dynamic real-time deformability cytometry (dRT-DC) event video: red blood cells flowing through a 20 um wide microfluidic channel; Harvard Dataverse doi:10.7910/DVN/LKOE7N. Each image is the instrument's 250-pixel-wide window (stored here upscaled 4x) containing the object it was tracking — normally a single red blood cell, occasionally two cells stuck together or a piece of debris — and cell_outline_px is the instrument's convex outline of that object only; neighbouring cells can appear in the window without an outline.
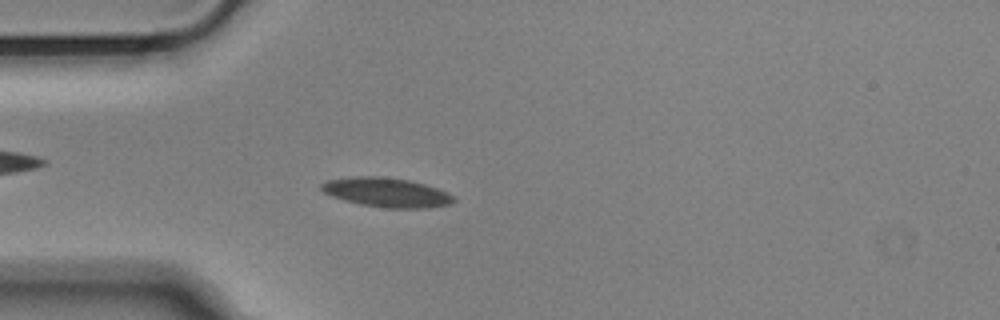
{"species": "Egyptian fruit bat (a non-hibernating species)", "species_latin": "Rousettus aegyptiacus", "temperature_condition": "cold", "stored_images_in_passage": 54, "camera_frame_rate_fps": 3000, "um_per_image_px": 0.085, "animal": {"sex": "male"}, "frame": {"image": 1, "passage_image": 14, "time_ms": 4.333, "image_size_px": [1000, 320], "cell_outline_px": [[456, 200], [452, 204], [432, 208], [384, 208], [360, 204], [344, 200], [332, 196], [324, 192], [320, 188], [320, 184], [328, 180], [360, 176], [380, 176], [408, 180], [424, 184], [448, 192]], "centroid_in_image_um": [32.89, 16.37], "position_along_channel_um": 52.1, "area_um2": 22.6}}
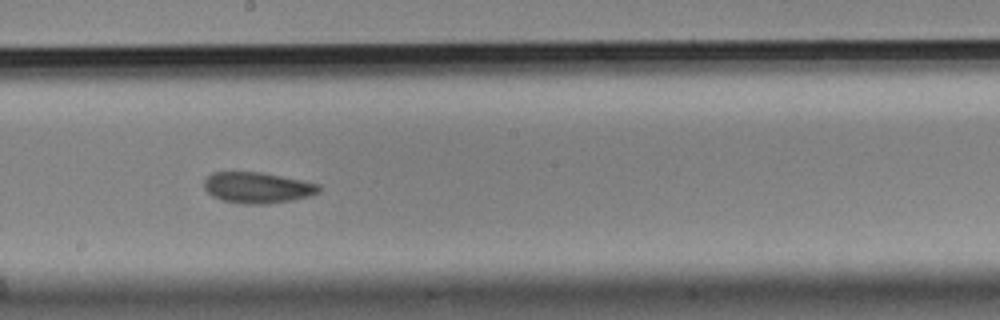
{"frame": {"image": 2, "passage_image": 29, "time_ms": 9.333, "image_size_px": [1000, 320], "cell_outline_px": [[320, 192], [312, 196], [292, 200], [264, 204], [240, 204], [220, 200], [212, 196], [204, 188], [204, 180], [212, 172], [260, 172], [320, 184]], "centroid_in_image_um": [21.87, 15.96], "position_along_channel_um": 226.3, "area_um2": 20.81}}
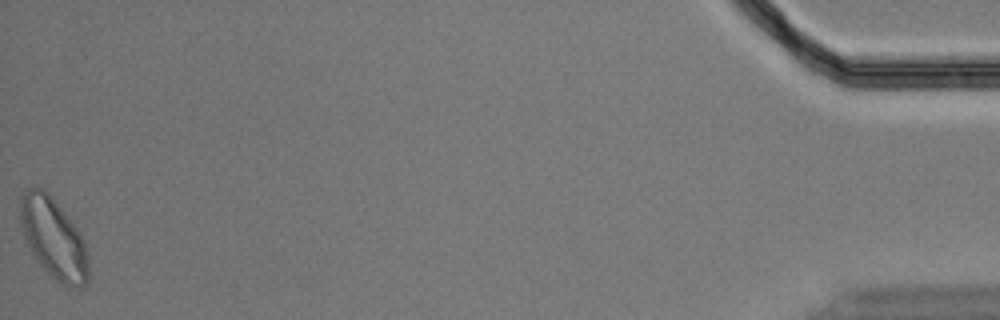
{"frame": {"image": 3, "passage_image": 54, "time_ms": 17.667, "image_size_px": [1000, 320], "cell_outline_px": [[88, 280], [80, 288], [64, 284], [56, 280], [40, 264], [32, 252], [24, 236], [20, 224], [20, 196], [28, 188], [44, 188], [48, 192], [76, 228], [84, 240], [88, 252]], "centroid_in_image_um": [4.55, 20.24], "position_along_channel_um": 430.7, "area_um2": 31.44}, "authors_computed_cell_mechanics": {"area_um2": 21.2704, "velocity_mm_per_s": 3.6258, "shape_relaxation_time_tau1_ms": 6.0496, "shape_relaxation_time_tau2_ms": 3.4455, "deformation_change_tau1": 0.1225, "deformation_change_tau2": 0.0779}}